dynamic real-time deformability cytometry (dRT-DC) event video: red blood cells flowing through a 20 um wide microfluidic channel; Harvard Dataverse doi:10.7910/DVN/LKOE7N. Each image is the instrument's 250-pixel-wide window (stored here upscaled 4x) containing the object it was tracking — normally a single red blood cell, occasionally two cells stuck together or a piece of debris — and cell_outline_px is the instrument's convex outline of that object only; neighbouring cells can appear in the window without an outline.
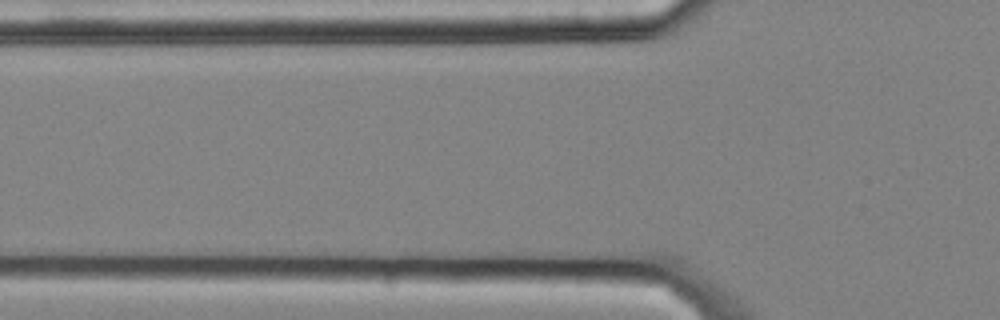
{"species": "common noctule bat (a hibernating species)", "species_latin": "Nyctalus noctula", "temperature_condition": "cold", "stored_images_in_passage": 5, "camera_frame_rate_fps": 3000, "um_per_image_px": 0.085, "animal": {"sex": "male", "body_mass_g": 20.4}, "frame": {"image": 1, "passage_image": 2, "time_ms": 0.333, "image_size_px": [1000, 320], "cell_outline_px": [[656, 248], [548, 244], [532, 240], [520, 236], [520, 232], [544, 228], [588, 228], [624, 232], [656, 240]], "centroid_in_image_um": [49.99, 20.2], "position_along_channel_um": 75.8, "area_um2": 13.81}}